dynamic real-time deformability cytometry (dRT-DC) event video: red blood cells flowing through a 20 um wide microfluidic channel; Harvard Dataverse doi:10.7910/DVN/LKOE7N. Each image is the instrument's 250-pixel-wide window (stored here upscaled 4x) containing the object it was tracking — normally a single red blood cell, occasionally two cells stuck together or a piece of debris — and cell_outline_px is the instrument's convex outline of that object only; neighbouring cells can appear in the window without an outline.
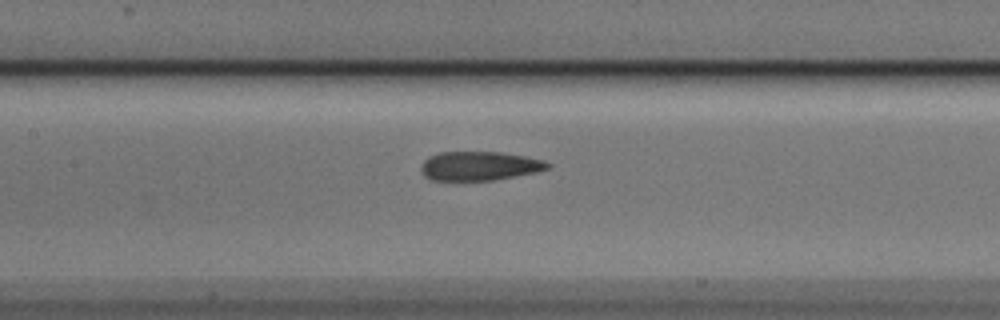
{"species": "Egyptian fruit bat (a non-hibernating species)", "species_latin": "Rousettus aegyptiacus", "temperature_condition": "cold", "stored_images_in_passage": 6, "segment_of_instrument_passage": [2, 2], "camera_frame_rate_fps": 3000, "um_per_image_px": 0.085, "animal": {"sex": "male"}, "frame": {"image": 1, "passage_image": 6, "time_ms": 1.667, "image_size_px": [1000, 320], "cell_outline_px": [[552, 164], [548, 168], [536, 172], [492, 180], [432, 180], [424, 176], [420, 168], [420, 164], [428, 156], [440, 152], [500, 152], [524, 156], [544, 160]], "centroid_in_image_um": [40.72, 14.1], "position_along_channel_um": 166.7, "area_um2": 21.39}}